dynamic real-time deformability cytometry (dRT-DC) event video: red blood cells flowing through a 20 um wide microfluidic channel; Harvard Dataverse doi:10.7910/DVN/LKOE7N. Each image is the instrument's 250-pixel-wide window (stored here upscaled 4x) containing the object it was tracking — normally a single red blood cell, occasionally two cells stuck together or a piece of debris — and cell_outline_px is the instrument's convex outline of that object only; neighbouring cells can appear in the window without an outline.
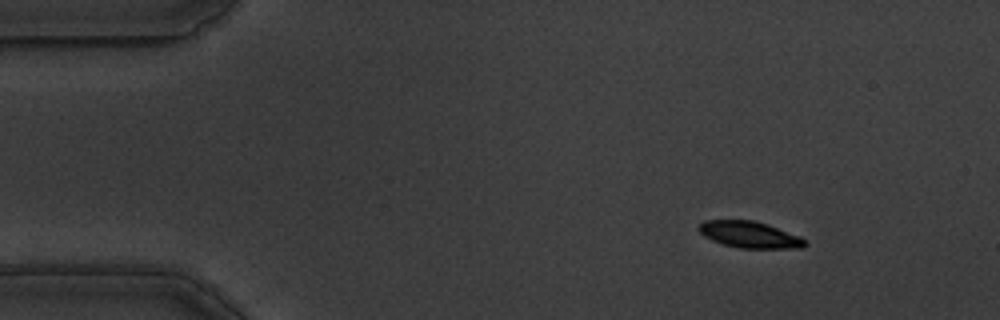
{"species": "common noctule bat (a hibernating species)", "species_latin": "Nyctalus noctula", "temperature_condition": "warm", "stored_images_in_passage": 51, "camera_frame_rate_fps": 3000, "um_per_image_px": 0.085, "animal": {"sex": "male", "body_mass_g": 19.5, "forearm_length_mm": 54.6}, "frame": {"image": 1, "passage_image": 1, "time_ms": 0.0, "image_size_px": [1000, 320], "cell_outline_px": [[808, 244], [804, 248], [740, 248], [724, 244], [712, 240], [704, 236], [696, 228], [704, 220], [752, 220], [768, 224], [800, 236]], "centroid_in_image_um": [63.72, 19.94], "position_along_channel_um": 21.3, "area_um2": 16.42}}
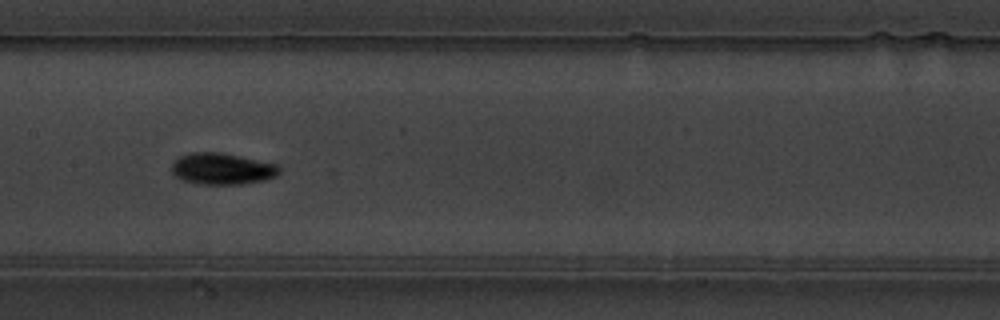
{"frame": {"image": 2, "passage_image": 22, "time_ms": 7.0, "image_size_px": [1000, 320], "cell_outline_px": [[280, 172], [276, 176], [264, 180], [240, 184], [200, 184], [184, 180], [176, 176], [172, 172], [172, 164], [180, 156], [188, 152], [220, 152], [276, 164], [280, 168]], "centroid_in_image_um": [18.87, 14.34], "position_along_channel_um": 188.5, "area_um2": 19.54}}
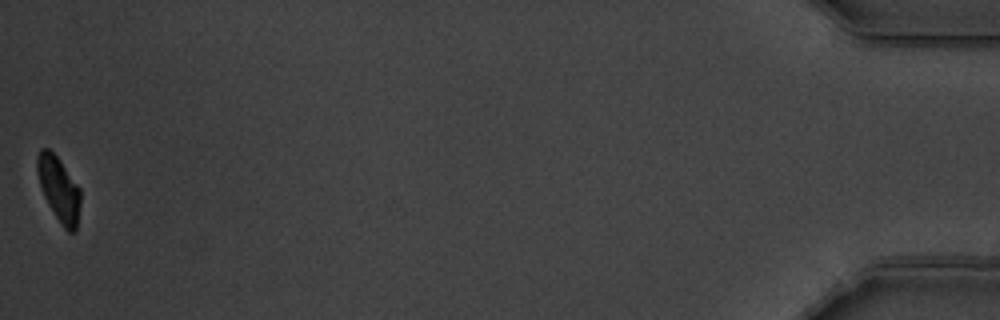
{"frame": {"image": 3, "passage_image": 51, "time_ms": 16.667, "image_size_px": [1000, 320], "cell_outline_px": [[80, 204], [76, 232], [68, 232], [64, 228], [48, 204], [44, 196], [40, 184], [36, 168], [36, 156], [40, 148], [48, 148], [56, 156], [80, 188]], "centroid_in_image_um": [5.0, 16.06], "position_along_channel_um": 430.2, "area_um2": 16.13}, "authors_computed_cell_mechanics": {"area_um2": 17.6868, "velocity_mm_per_s": 3.5088, "shape_relaxation_time_tau1_ms": 2.2844, "shape_relaxation_time_tau2_ms": null, "deformation_change_tau1": 0.1267, "deformation_change_tau2": null}}